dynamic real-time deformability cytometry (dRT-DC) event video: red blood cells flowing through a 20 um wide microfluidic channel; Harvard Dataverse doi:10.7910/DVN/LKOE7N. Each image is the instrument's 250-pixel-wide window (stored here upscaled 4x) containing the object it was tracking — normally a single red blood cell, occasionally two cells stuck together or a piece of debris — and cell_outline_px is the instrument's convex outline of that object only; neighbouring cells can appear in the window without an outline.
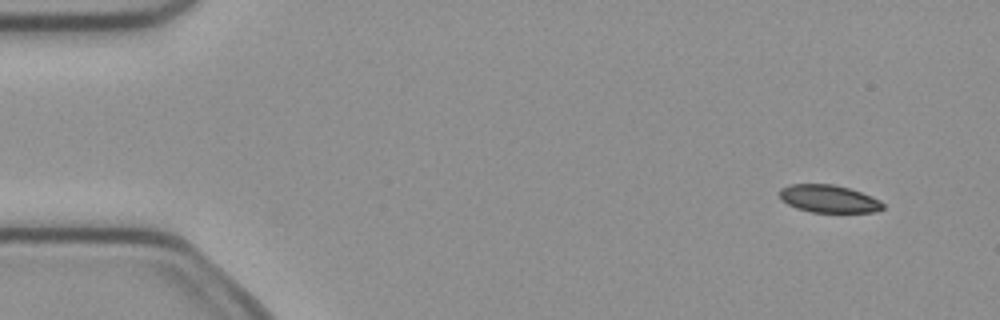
{"species": "common noctule bat (a hibernating species)", "species_latin": "Nyctalus noctula", "temperature_condition": "cold", "stored_images_in_passage": 6, "segment_of_instrument_passage": [1, 2], "camera_frame_rate_fps": 3000, "um_per_image_px": 0.085, "animal": {"sex": "female", "body_mass_g": 21.9}, "frame": {"image": 1, "passage_image": 2, "time_ms": 0.333, "image_size_px": [1000, 320], "cell_outline_px": [[884, 208], [876, 212], [812, 212], [796, 208], [788, 204], [780, 196], [780, 188], [792, 184], [832, 184], [848, 188], [872, 196], [880, 200], [884, 204]], "centroid_in_image_um": [70.47, 16.9], "position_along_channel_um": 14.5, "area_um2": 16.53}}